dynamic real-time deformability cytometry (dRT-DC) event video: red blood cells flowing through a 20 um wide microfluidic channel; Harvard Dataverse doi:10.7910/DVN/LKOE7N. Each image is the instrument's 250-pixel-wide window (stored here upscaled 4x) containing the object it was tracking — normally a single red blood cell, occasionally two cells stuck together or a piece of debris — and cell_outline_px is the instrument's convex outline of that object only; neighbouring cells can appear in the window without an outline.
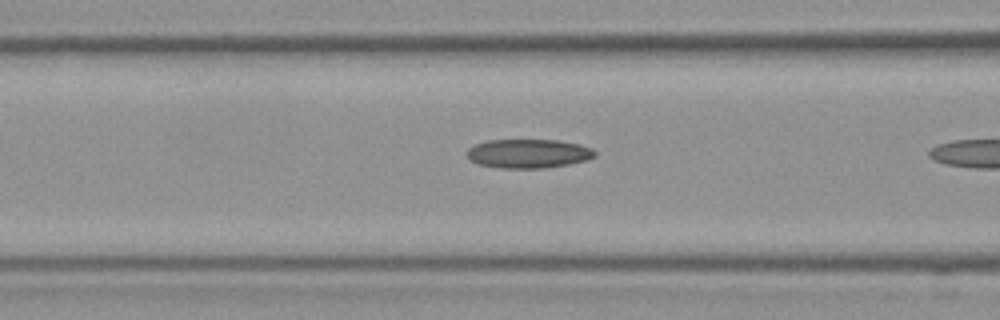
{"species": "Egyptian fruit bat (a non-hibernating species)", "species_latin": "Rousettus aegyptiacus", "temperature_condition": "room temperature", "stored_images_in_passage": 6, "camera_frame_rate_fps": 3000, "um_per_image_px": 0.085, "frame": {"image": 1, "passage_image": 5, "time_ms": 1.333, "image_size_px": [1000, 320], "cell_outline_px": [[596, 156], [588, 160], [568, 164], [544, 168], [500, 168], [476, 164], [468, 156], [468, 148], [476, 144], [488, 140], [560, 140], [580, 144], [592, 148], [596, 152]], "centroid_in_image_um": [44.95, 13.05], "position_along_channel_um": 121.7, "area_um2": 21.68}}